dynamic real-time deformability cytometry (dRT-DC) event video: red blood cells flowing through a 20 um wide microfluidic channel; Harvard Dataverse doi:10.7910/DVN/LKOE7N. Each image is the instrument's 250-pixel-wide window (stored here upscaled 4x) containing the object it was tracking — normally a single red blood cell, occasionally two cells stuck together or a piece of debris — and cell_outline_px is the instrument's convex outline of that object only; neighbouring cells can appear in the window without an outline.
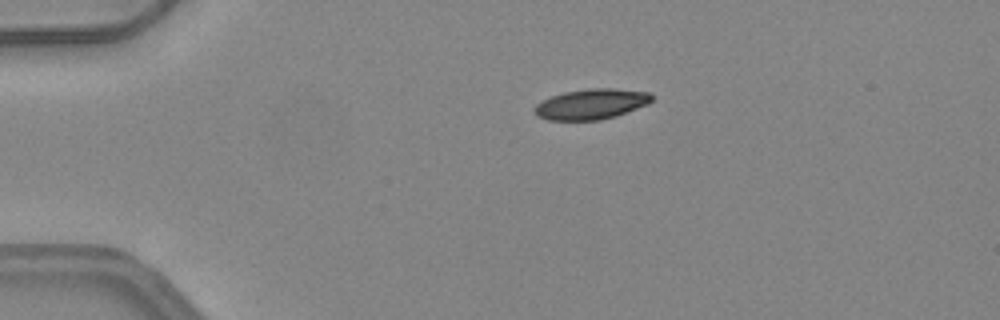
{"species": "common noctule bat (a hibernating species)", "species_latin": "Nyctalus noctula", "temperature_condition": "warm", "stored_images_in_passage": 40, "camera_frame_rate_fps": 3000, "um_per_image_px": 0.085, "animal": {"sex": "female", "body_mass_g": 24.6, "forearm_length_mm": 56.2}, "frame": {"image": 1, "passage_image": 1, "time_ms": 0.0, "image_size_px": [1000, 320], "cell_outline_px": [[652, 100], [648, 104], [616, 116], [600, 120], [548, 120], [536, 116], [532, 112], [532, 108], [536, 104], [552, 96], [564, 92], [588, 88], [612, 88], [648, 92], [652, 96]], "centroid_in_image_um": [50.22, 8.85], "position_along_channel_um": 34.8, "area_um2": 20.87}}
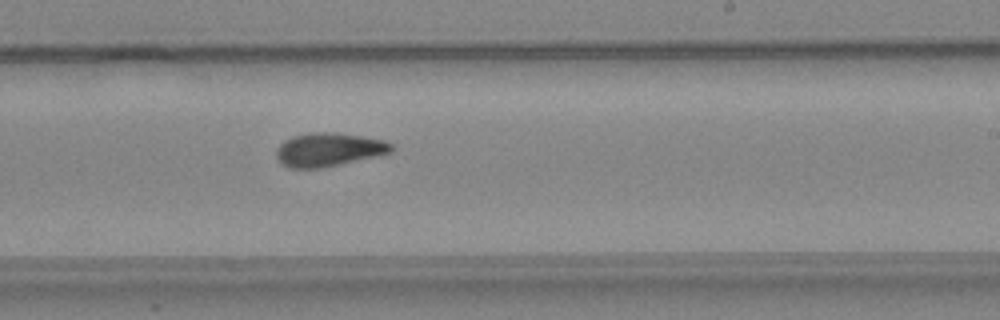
{"frame": {"image": 2, "passage_image": 21, "time_ms": 6.667, "image_size_px": [1000, 320], "cell_outline_px": [[396, 148], [392, 152], [324, 168], [288, 168], [280, 164], [276, 156], [276, 148], [284, 140], [292, 136], [316, 132], [332, 132], [360, 136], [384, 140], [392, 144]], "centroid_in_image_um": [27.91, 12.73], "position_along_channel_um": 261.1, "area_um2": 22.6}}
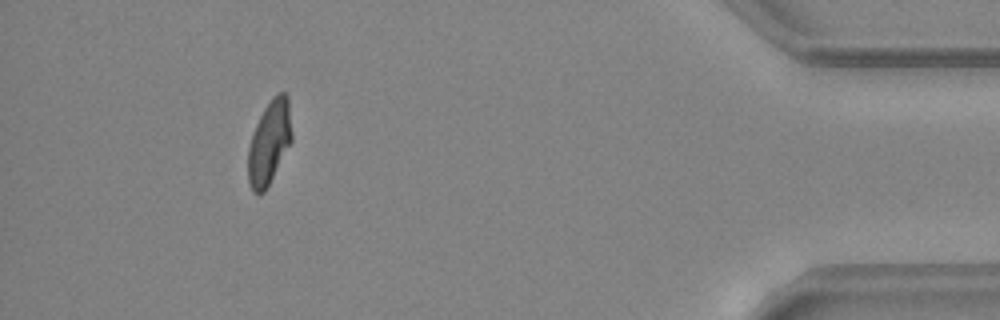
{"frame": {"image": 3, "passage_image": 36, "time_ms": 11.667, "image_size_px": [1000, 320], "cell_outline_px": [[292, 140], [264, 192], [260, 196], [252, 192], [248, 180], [248, 148], [256, 124], [264, 108], [272, 96], [280, 92], [284, 92], [288, 96], [292, 132]], "centroid_in_image_um": [22.88, 12.1], "position_along_channel_um": 412.3, "area_um2": 21.21}, "authors_computed_cell_mechanics": {"area_um2": 21.9351, "velocity_mm_per_s": 4.1795, "shape_relaxation_time_tau1_ms": 6.0122, "shape_relaxation_time_tau2_ms": 2.8253, "deformation_change_tau1": 0.1995, "deformation_change_tau2": 0.0882}}